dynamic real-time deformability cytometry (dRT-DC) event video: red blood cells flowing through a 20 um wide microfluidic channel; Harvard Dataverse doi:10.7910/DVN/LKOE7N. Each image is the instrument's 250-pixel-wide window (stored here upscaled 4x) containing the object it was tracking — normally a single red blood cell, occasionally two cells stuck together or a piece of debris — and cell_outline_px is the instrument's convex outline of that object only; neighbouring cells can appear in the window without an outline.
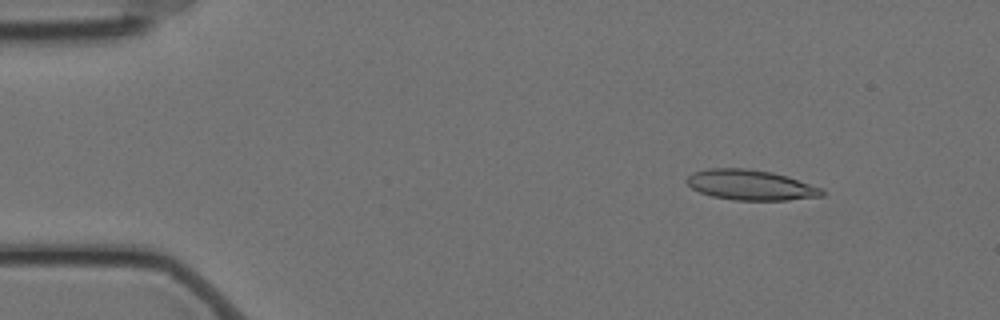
{"species": "Egyptian fruit bat (a non-hibernating species)", "species_latin": "Rousettus aegyptiacus", "temperature_condition": "cold", "stored_images_in_passage": 57, "camera_frame_rate_fps": 3000, "um_per_image_px": 0.085, "animal": {"sex": "female"}, "frame": {"image": 1, "passage_image": 7, "time_ms": 2.0, "image_size_px": [1000, 320], "cell_outline_px": [[824, 196], [788, 200], [732, 200], [712, 196], [700, 192], [692, 188], [684, 180], [692, 172], [708, 168], [748, 168], [772, 172], [788, 176], [824, 188]], "centroid_in_image_um": [63.82, 15.72], "position_along_channel_um": 21.2, "area_um2": 24.16}}
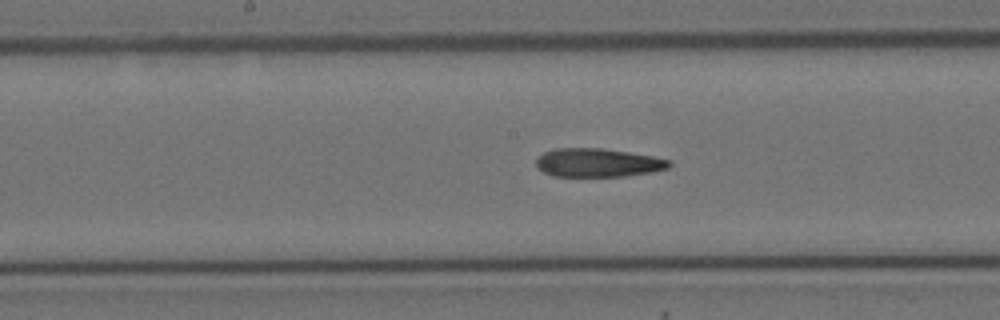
{"frame": {"image": 2, "passage_image": 29, "time_ms": 9.333, "image_size_px": [1000, 320], "cell_outline_px": [[672, 164], [668, 168], [652, 172], [624, 176], [552, 176], [536, 168], [536, 160], [544, 152], [556, 148], [600, 148], [628, 152], [652, 156], [672, 160]], "centroid_in_image_um": [50.82, 13.83], "position_along_channel_um": 197.4, "area_um2": 22.14}}
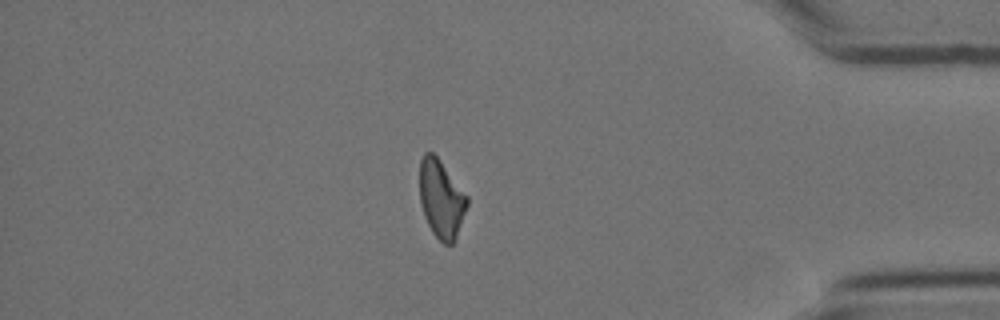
{"frame": {"image": 3, "passage_image": 49, "time_ms": 16.0, "image_size_px": [1000, 320], "cell_outline_px": [[468, 204], [456, 240], [452, 244], [444, 244], [432, 232], [424, 216], [420, 200], [420, 160], [424, 152], [432, 152], [440, 160], [468, 196]], "centroid_in_image_um": [37.52, 16.91], "position_along_channel_um": 397.7, "area_um2": 21.62}, "authors_computed_cell_mechanics": {"area_um2": 23.0622, "velocity_mm_per_s": 3.5173, "shape_relaxation_time_tau1_ms": null, "shape_relaxation_time_tau2_ms": 4.3853, "deformation_change_tau1": null, "deformation_change_tau2": 0.1412}}